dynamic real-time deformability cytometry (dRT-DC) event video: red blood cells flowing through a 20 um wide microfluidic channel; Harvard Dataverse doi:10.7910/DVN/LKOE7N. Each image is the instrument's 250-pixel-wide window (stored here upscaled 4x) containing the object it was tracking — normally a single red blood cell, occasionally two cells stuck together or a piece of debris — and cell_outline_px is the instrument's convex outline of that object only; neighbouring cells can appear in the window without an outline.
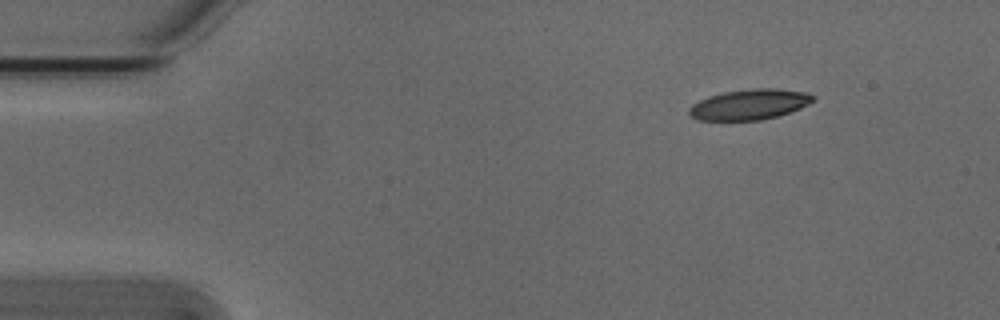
{"species": "Egyptian fruit bat (a non-hibernating species)", "species_latin": "Rousettus aegyptiacus", "temperature_condition": "cold", "stored_images_in_passage": 3, "camera_frame_rate_fps": 3000, "um_per_image_px": 0.085, "animal": {"sex": "male"}, "frame": {"image": 1, "passage_image": 1, "time_ms": 0.0, "image_size_px": [1000, 320], "cell_outline_px": [[816, 100], [800, 108], [776, 116], [760, 120], [700, 120], [692, 116], [688, 112], [688, 108], [692, 104], [700, 100], [724, 92], [752, 88], [776, 88], [808, 92], [816, 96]], "centroid_in_image_um": [63.75, 8.86], "position_along_channel_um": 21.2, "area_um2": 21.91}}